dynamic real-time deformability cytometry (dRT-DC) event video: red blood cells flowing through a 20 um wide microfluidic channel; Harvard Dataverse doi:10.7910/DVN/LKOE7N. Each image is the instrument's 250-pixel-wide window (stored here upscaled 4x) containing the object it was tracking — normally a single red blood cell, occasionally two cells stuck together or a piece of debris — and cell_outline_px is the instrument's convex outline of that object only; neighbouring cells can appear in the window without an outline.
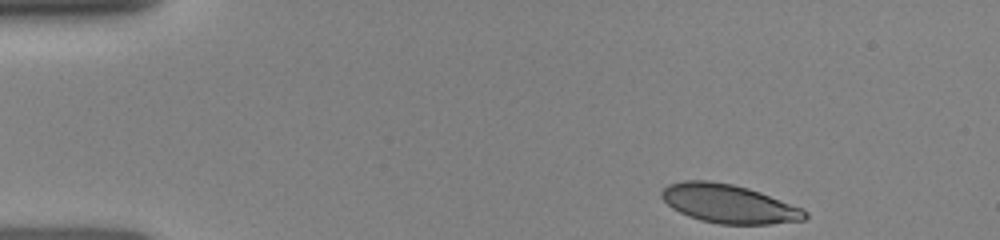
{"species": "human", "species_latin": "Homo sapiens", "temperature_condition": "room temperature", "stored_images_in_passage": 6, "camera_frame_rate_fps": 3000, "um_per_image_px": 0.085, "donor": {"sex": "female"}, "frame": {"image": 1, "passage_image": 1, "time_ms": 0.0, "image_size_px": [1000, 240], "cell_outline_px": [[808, 216], [804, 220], [768, 224], [720, 224], [700, 220], [688, 216], [672, 208], [660, 196], [660, 192], [668, 184], [684, 180], [708, 180], [732, 184], [748, 188], [760, 192], [804, 208], [808, 212]], "centroid_in_image_um": [61.96, 17.31], "position_along_channel_um": 23.0, "area_um2": 32.43}}
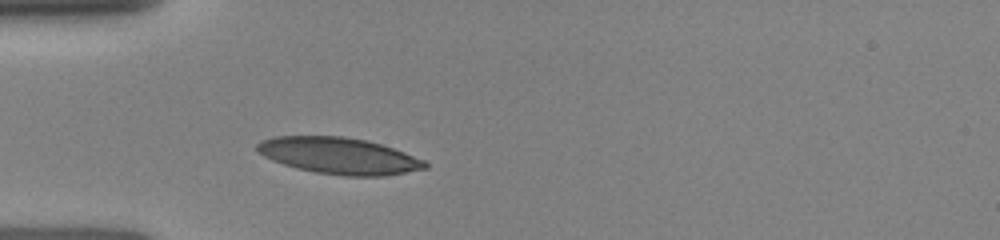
{"frame": {"image": 2, "passage_image": 6, "time_ms": 2.667, "image_size_px": [1000, 240], "cell_outline_px": [[428, 168], [384, 176], [344, 176], [316, 172], [296, 168], [272, 160], [264, 156], [256, 148], [256, 144], [260, 140], [272, 136], [344, 136], [368, 140], [404, 152], [424, 160], [428, 164]], "centroid_in_image_um": [28.8, 13.23], "position_along_channel_um": 56.2, "area_um2": 35.72}}